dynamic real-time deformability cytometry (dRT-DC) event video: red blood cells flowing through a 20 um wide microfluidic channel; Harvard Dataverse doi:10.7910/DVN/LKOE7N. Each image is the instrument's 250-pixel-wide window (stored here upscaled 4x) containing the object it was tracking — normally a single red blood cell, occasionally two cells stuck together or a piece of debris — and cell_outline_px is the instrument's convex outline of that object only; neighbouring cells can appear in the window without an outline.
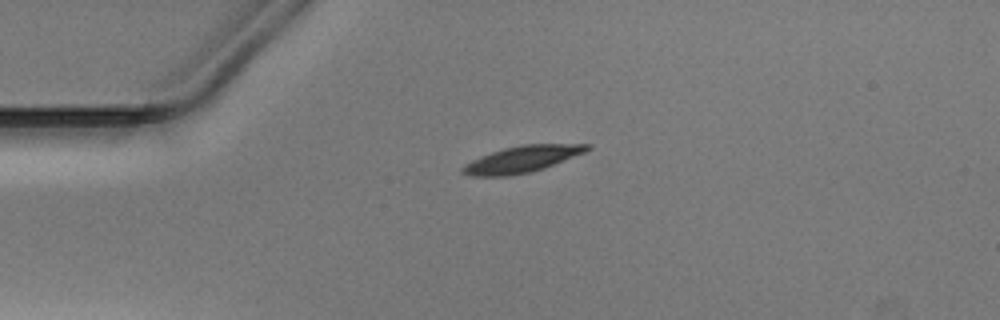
{"species": "Egyptian fruit bat (a non-hibernating species)", "species_latin": "Rousettus aegyptiacus", "temperature_condition": "warm", "stored_images_in_passage": 40, "camera_frame_rate_fps": 3000, "um_per_image_px": 0.085, "animal": {"sex": "male"}, "frame": {"image": 1, "passage_image": 1, "time_ms": 0.0, "image_size_px": [1000, 320], "cell_outline_px": [[592, 148], [584, 152], [544, 168], [532, 172], [508, 176], [468, 176], [460, 172], [460, 168], [464, 164], [480, 156], [504, 148], [524, 144], [592, 144]], "centroid_in_image_um": [44.33, 13.54], "position_along_channel_um": 40.7, "area_um2": 19.25}}
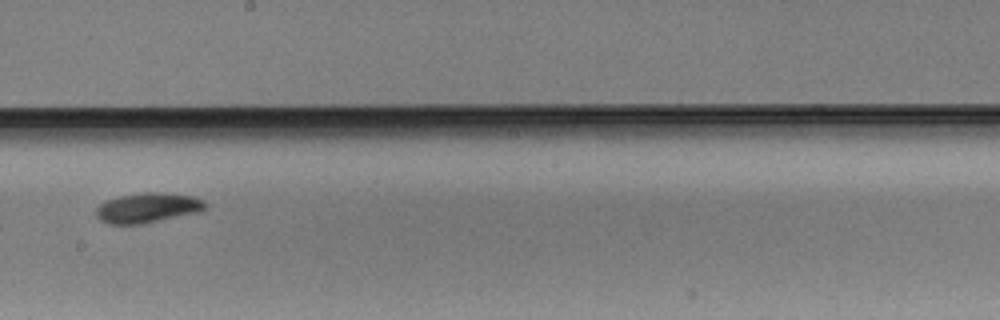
{"frame": {"image": 2, "passage_image": 18, "time_ms": 5.667, "image_size_px": [1000, 320], "cell_outline_px": [[208, 204], [200, 212], [140, 224], [108, 224], [100, 220], [96, 216], [96, 208], [100, 204], [108, 200], [120, 196], [144, 192], [160, 192], [196, 196], [204, 200]], "centroid_in_image_um": [12.58, 17.66], "position_along_channel_um": 235.6, "area_um2": 19.07}}
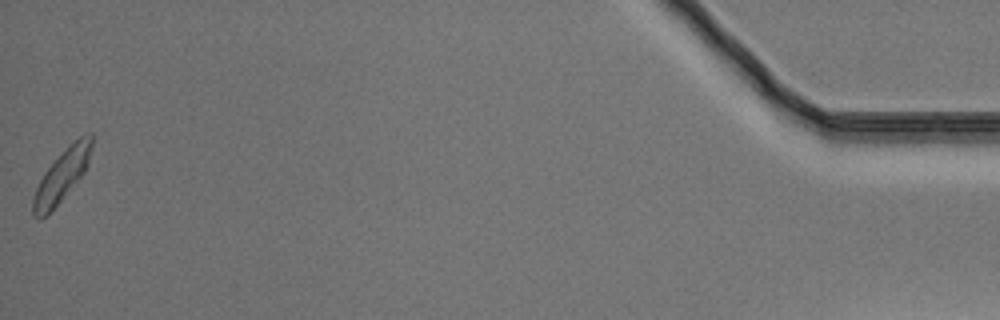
{"frame": {"image": 3, "passage_image": 40, "time_ms": 13.0, "image_size_px": [1000, 320], "cell_outline_px": [[92, 148], [88, 164], [84, 172], [48, 216], [40, 220], [32, 212], [32, 200], [36, 188], [44, 172], [80, 136], [92, 132]], "centroid_in_image_um": [5.25, 15.0], "position_along_channel_um": 430.0, "area_um2": 17.22}}